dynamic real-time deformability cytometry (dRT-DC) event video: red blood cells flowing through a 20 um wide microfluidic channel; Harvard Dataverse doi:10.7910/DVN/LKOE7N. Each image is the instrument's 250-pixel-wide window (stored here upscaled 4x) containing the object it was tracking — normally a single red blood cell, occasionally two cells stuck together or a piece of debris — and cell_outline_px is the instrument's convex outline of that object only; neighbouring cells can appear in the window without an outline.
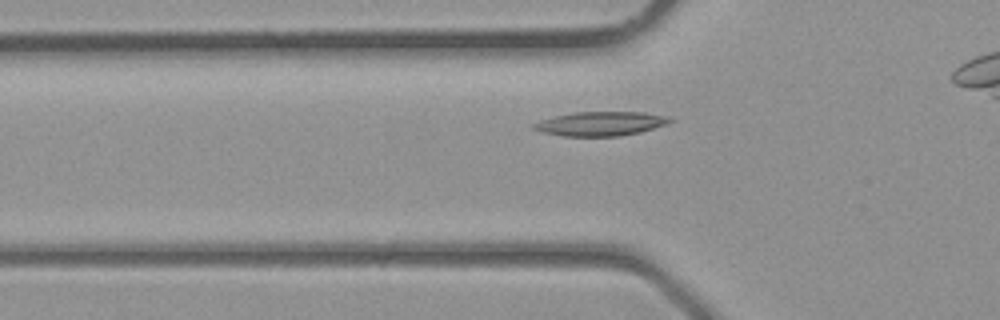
{"species": "common noctule bat (a hibernating species)", "species_latin": "Nyctalus noctula", "temperature_condition": "room temperature", "stored_images_in_passage": 25, "camera_frame_rate_fps": 3000, "um_per_image_px": 0.085, "animal": {"sex": "male", "body_mass_g": 23.1, "forearm_length_mm": 52.7}, "frame": {"image": 1, "passage_image": 7, "time_ms": 2.0, "image_size_px": [1000, 320], "cell_outline_px": [[676, 120], [668, 124], [640, 132], [620, 136], [564, 136], [544, 132], [532, 128], [532, 124], [540, 120], [572, 112], [644, 112], [668, 116]], "centroid_in_image_um": [51.11, 10.51], "position_along_channel_um": 74.7, "area_um2": 19.25}}
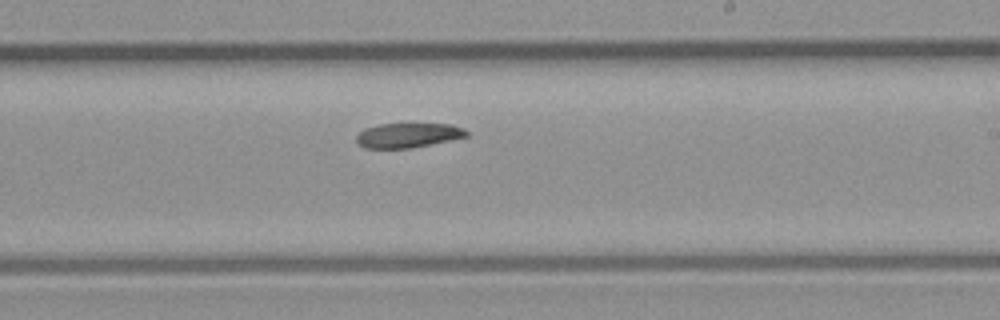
{"frame": {"image": 2, "passage_image": 17, "time_ms": 5.333, "image_size_px": [1000, 320], "cell_outline_px": [[468, 136], [452, 140], [408, 148], [364, 148], [356, 140], [356, 136], [364, 128], [380, 124], [452, 124], [464, 128], [468, 132]], "centroid_in_image_um": [34.7, 11.49], "position_along_channel_um": 254.3, "area_um2": 15.72}}
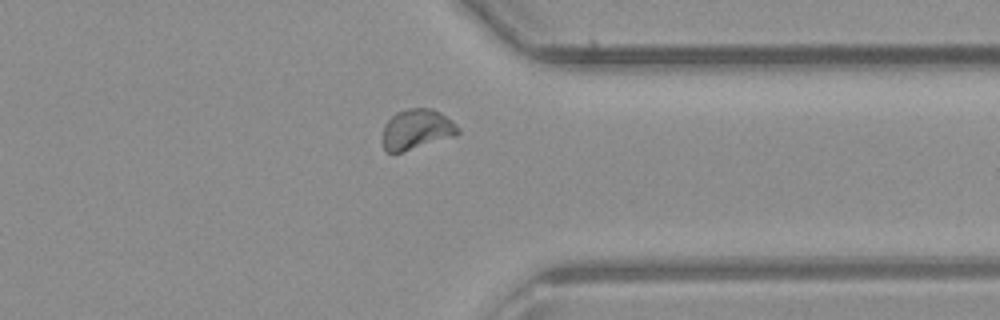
{"frame": {"image": 3, "passage_image": 24, "time_ms": 7.667, "image_size_px": [1000, 320], "cell_outline_px": [[460, 132], [456, 136], [400, 152], [388, 152], [384, 148], [384, 124], [396, 112], [408, 108], [432, 108], [440, 112], [452, 120], [456, 124]], "centroid_in_image_um": [35.45, 10.97], "position_along_channel_um": 376.0, "area_um2": 17.51}}